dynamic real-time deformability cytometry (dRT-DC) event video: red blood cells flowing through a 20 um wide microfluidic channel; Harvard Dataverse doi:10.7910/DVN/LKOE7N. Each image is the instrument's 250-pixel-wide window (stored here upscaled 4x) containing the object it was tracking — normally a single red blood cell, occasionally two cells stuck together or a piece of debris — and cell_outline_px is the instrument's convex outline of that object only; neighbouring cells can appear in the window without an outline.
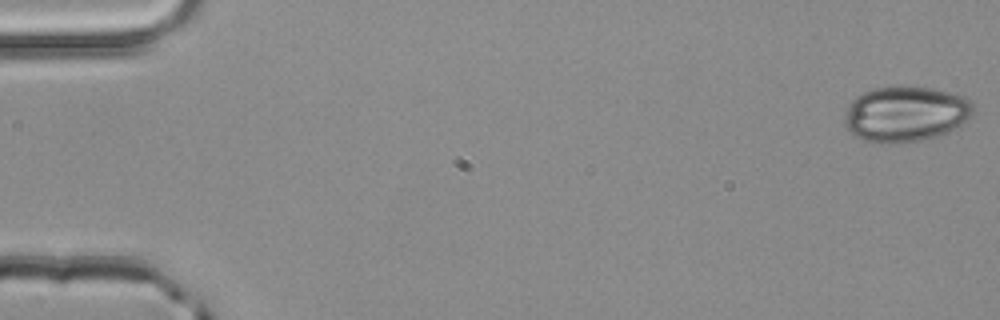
{"species": "common noctule bat (a hibernating species)", "species_latin": "Nyctalus noctula", "temperature_condition": "room temperature", "stored_images_in_passage": 51, "camera_frame_rate_fps": 3000, "um_per_image_px": 0.085, "animal": {"sex": "male", "body_mass_g": 20.4}, "frame": {"image": 1, "passage_image": 1, "time_ms": 0.0, "image_size_px": [1000, 320], "cell_outline_px": [[972, 112], [960, 124], [940, 136], [920, 140], [896, 144], [880, 144], [864, 140], [852, 136], [844, 124], [844, 116], [848, 104], [856, 96], [864, 92], [876, 88], [900, 84], [932, 88], [952, 92], [964, 96], [972, 104]], "centroid_in_image_um": [76.9, 9.68], "position_along_channel_um": 8.1, "area_um2": 42.19}}
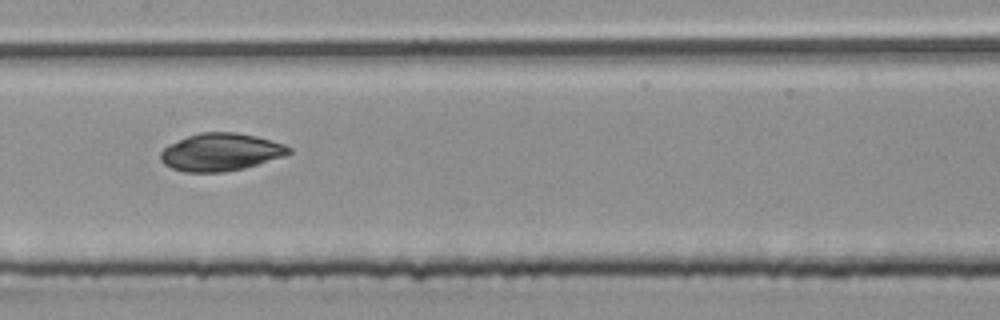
{"frame": {"image": 2, "passage_image": 26, "time_ms": 8.333, "image_size_px": [1000, 320], "cell_outline_px": [[292, 152], [284, 156], [244, 168], [224, 172], [184, 172], [172, 168], [164, 164], [160, 160], [160, 152], [168, 144], [188, 136], [200, 132], [236, 132], [256, 136], [284, 144], [292, 148]], "centroid_in_image_um": [18.75, 12.93], "position_along_channel_um": 188.7, "area_um2": 28.15}}
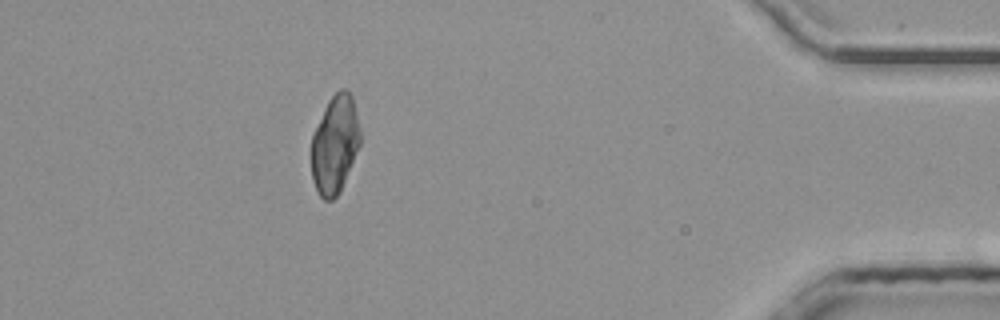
{"frame": {"image": 3, "passage_image": 46, "time_ms": 15.0, "image_size_px": [1000, 320], "cell_outline_px": [[360, 144], [340, 192], [332, 200], [324, 200], [320, 196], [312, 180], [312, 136], [324, 108], [328, 100], [340, 88], [344, 88], [352, 96], [356, 112], [360, 132]], "centroid_in_image_um": [28.46, 12.28], "position_along_channel_um": 406.7, "area_um2": 27.63}, "authors_computed_cell_mechanics": {"area_um2": 28.611, "velocity_mm_per_s": 4.0768, "shape_relaxation_time_tau1_ms": 10.2767, "shape_relaxation_time_tau2_ms": 0.6659, "deformation_change_tau1": 0.0978, "deformation_change_tau2": 0.0313}}